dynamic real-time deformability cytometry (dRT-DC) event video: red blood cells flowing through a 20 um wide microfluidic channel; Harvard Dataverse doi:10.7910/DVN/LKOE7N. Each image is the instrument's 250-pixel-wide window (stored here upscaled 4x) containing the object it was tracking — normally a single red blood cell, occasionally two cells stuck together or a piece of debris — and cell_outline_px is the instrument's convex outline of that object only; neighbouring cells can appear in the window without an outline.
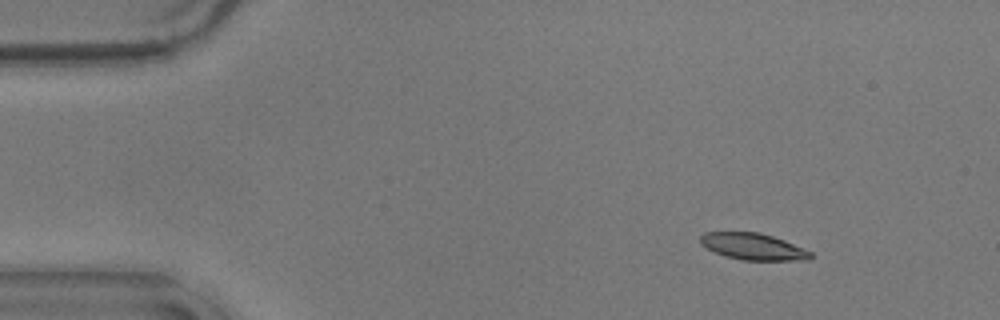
{"species": "common noctule bat (a hibernating species)", "species_latin": "Nyctalus noctula", "temperature_condition": "warm", "stored_images_in_passage": 52, "camera_frame_rate_fps": 3000, "um_per_image_px": 0.085, "animal": {"sex": "male", "body_mass_g": 17.9}, "frame": {"image": 1, "passage_image": 2, "time_ms": 0.333, "image_size_px": [1000, 320], "cell_outline_px": [[812, 256], [808, 260], [740, 260], [724, 256], [700, 244], [700, 236], [704, 232], [760, 232], [784, 240], [812, 252]], "centroid_in_image_um": [64.0, 20.95], "position_along_channel_um": 21.0, "area_um2": 17.05}}
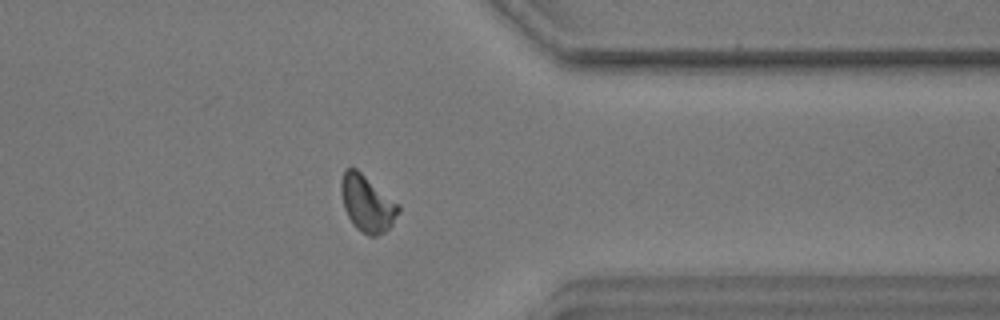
{"frame": {"image": 2, "passage_image": 40, "time_ms": 13.0, "image_size_px": [1000, 320], "cell_outline_px": [[400, 212], [392, 224], [384, 232], [376, 236], [368, 236], [356, 228], [352, 224], [344, 208], [340, 192], [340, 180], [344, 168], [356, 168], [400, 204]], "centroid_in_image_um": [31.2, 17.28], "position_along_channel_um": 380.2, "area_um2": 19.13}}
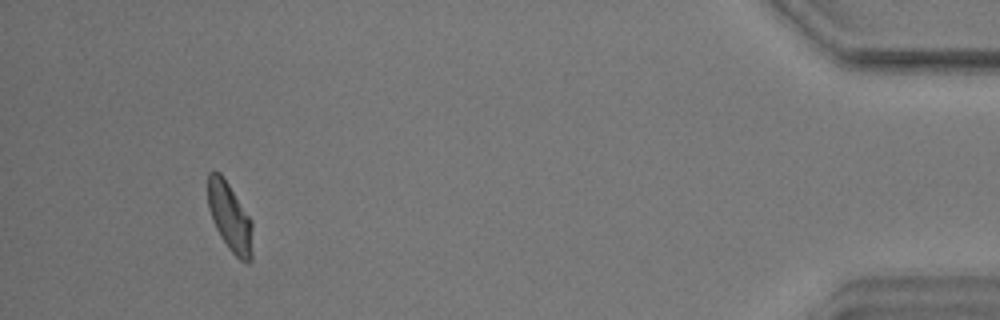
{"frame": {"image": 3, "passage_image": 48, "time_ms": 15.667, "image_size_px": [1000, 320], "cell_outline_px": [[252, 260], [248, 264], [240, 260], [228, 248], [220, 236], [212, 220], [208, 208], [208, 172], [220, 172], [252, 220]], "centroid_in_image_um": [19.54, 18.49], "position_along_channel_um": 415.7, "area_um2": 17.86}, "authors_computed_cell_mechanics": {"area_um2": 18.0625, "velocity_mm_per_s": 3.5449, "shape_relaxation_time_tau1_ms": 3.2019, "shape_relaxation_time_tau2_ms": 2.6811, "deformation_change_tau1": 0.105, "deformation_change_tau2": 0.0832}}